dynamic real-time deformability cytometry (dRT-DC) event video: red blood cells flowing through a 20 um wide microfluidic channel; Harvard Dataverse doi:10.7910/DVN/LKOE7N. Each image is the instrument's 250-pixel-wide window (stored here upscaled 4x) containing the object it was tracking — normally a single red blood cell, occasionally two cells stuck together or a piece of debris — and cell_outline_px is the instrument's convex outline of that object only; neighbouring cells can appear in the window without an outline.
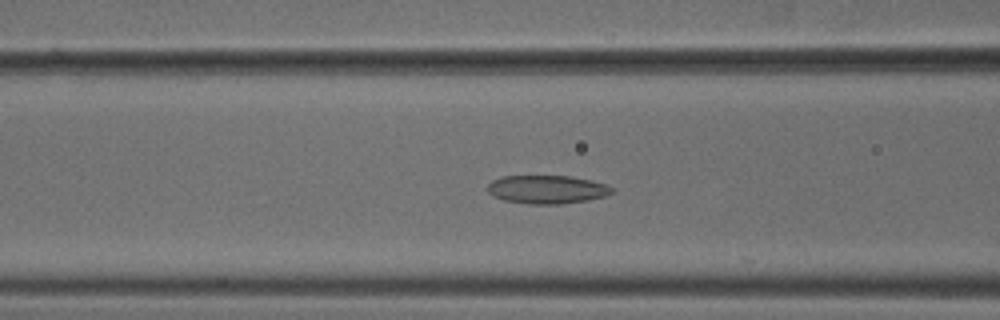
{"species": "common noctule bat (a hibernating species)", "species_latin": "Nyctalus noctula", "temperature_condition": "cold", "stored_images_in_passage": 43, "camera_frame_rate_fps": 3000, "um_per_image_px": 0.085, "animal": {"sex": "male", "body_mass_g": 18.8}, "frame": {"image": 1, "passage_image": 10, "time_ms": 3.0, "image_size_px": [1000, 320], "cell_outline_px": [[612, 192], [604, 196], [588, 200], [560, 204], [528, 204], [504, 200], [492, 196], [488, 192], [488, 184], [492, 180], [500, 176], [568, 176], [592, 180], [608, 184], [612, 188]], "centroid_in_image_um": [46.47, 16.1], "position_along_channel_um": 120.1, "area_um2": 20.63}}
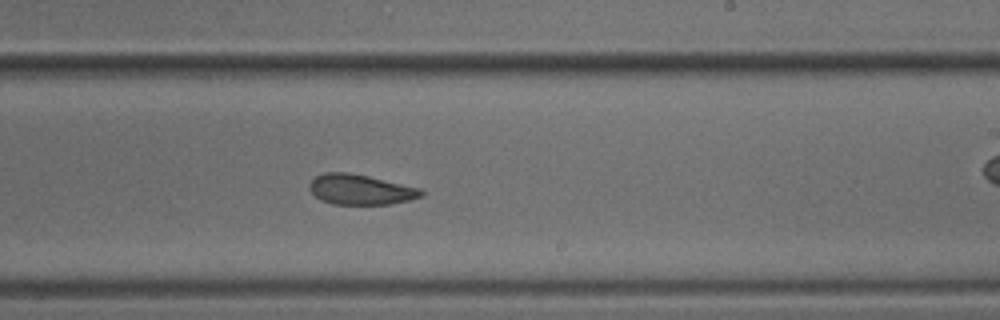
{"frame": {"image": 2, "passage_image": 21, "time_ms": 6.667, "image_size_px": [1000, 320], "cell_outline_px": [[424, 196], [408, 200], [388, 204], [332, 204], [320, 200], [308, 188], [308, 184], [316, 176], [324, 172], [348, 172], [368, 176], [420, 188], [424, 192]], "centroid_in_image_um": [30.62, 16.11], "position_along_channel_um": 258.4, "area_um2": 19.65}}
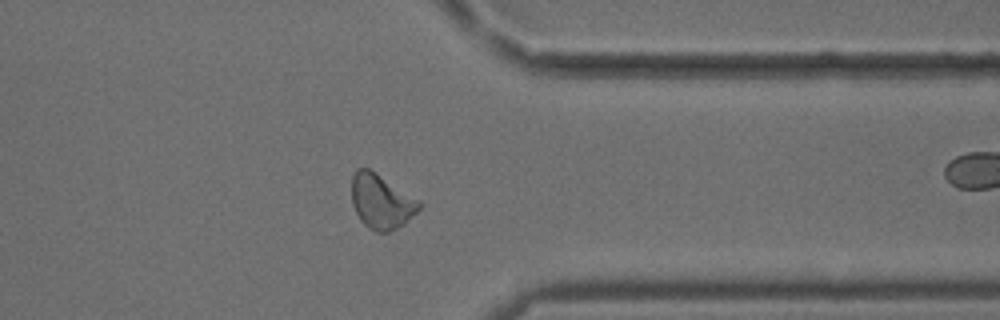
{"frame": {"image": 3, "passage_image": 31, "time_ms": 10.0, "image_size_px": [1000, 320], "cell_outline_px": [[424, 204], [404, 224], [388, 232], [376, 232], [368, 228], [360, 220], [352, 204], [352, 176], [356, 168], [368, 168], [420, 200]], "centroid_in_image_um": [32.41, 17.14], "position_along_channel_um": 379.0, "area_um2": 21.39}, "authors_computed_cell_mechanics": {"area_um2": 20.6346, "velocity_mm_per_s": 3.7687, "shape_relaxation_time_tau1_ms": null, "shape_relaxation_time_tau2_ms": 3.3944, "deformation_change_tau1": null, "deformation_change_tau2": 0.1034}}